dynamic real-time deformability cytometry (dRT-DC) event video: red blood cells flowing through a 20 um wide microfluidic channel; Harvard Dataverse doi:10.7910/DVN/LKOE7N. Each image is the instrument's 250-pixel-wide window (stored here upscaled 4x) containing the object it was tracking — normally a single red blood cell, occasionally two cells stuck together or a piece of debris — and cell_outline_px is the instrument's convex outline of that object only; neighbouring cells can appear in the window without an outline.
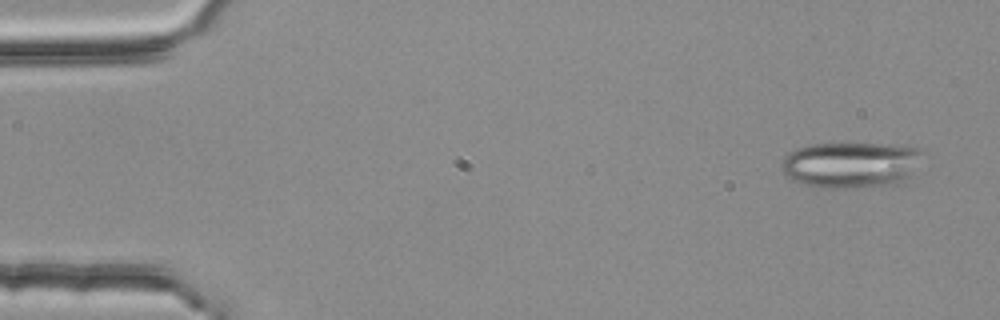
{"species": "common noctule bat (a hibernating species)", "species_latin": "Nyctalus noctula", "temperature_condition": "room temperature", "stored_images_in_passage": 54, "camera_frame_rate_fps": 3000, "um_per_image_px": 0.085, "animal": {"sex": "female", "body_mass_g": 25.1}, "frame": {"image": 1, "passage_image": 3, "time_ms": 0.667, "image_size_px": [1000, 320], "cell_outline_px": [[920, 152], [908, 176], [904, 180], [896, 184], [852, 188], [820, 188], [800, 184], [792, 180], [780, 168], [780, 164], [784, 156], [788, 152], [796, 148], [812, 144], [908, 144], [916, 148]], "centroid_in_image_um": [72.21, 14.01], "position_along_channel_um": 12.8, "area_um2": 37.69}}
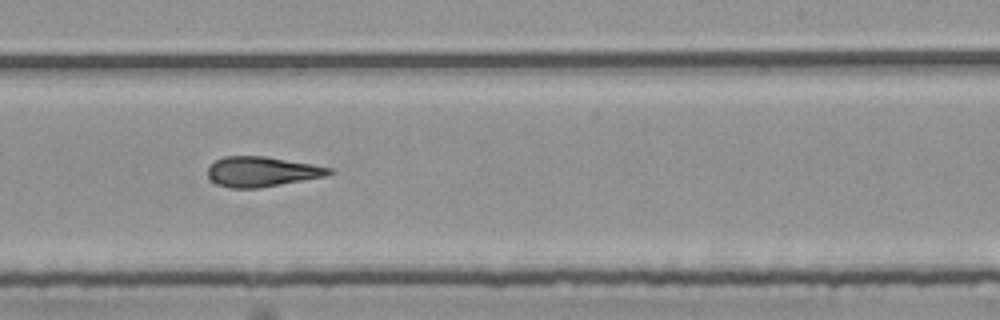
{"frame": {"image": 2, "passage_image": 33, "time_ms": 10.667, "image_size_px": [1000, 320], "cell_outline_px": [[332, 172], [324, 176], [280, 184], [256, 188], [232, 188], [216, 184], [208, 176], [208, 168], [216, 160], [224, 156], [264, 156], [312, 164], [332, 168]], "centroid_in_image_um": [22.22, 14.58], "position_along_channel_um": 266.8, "area_um2": 20.87}}
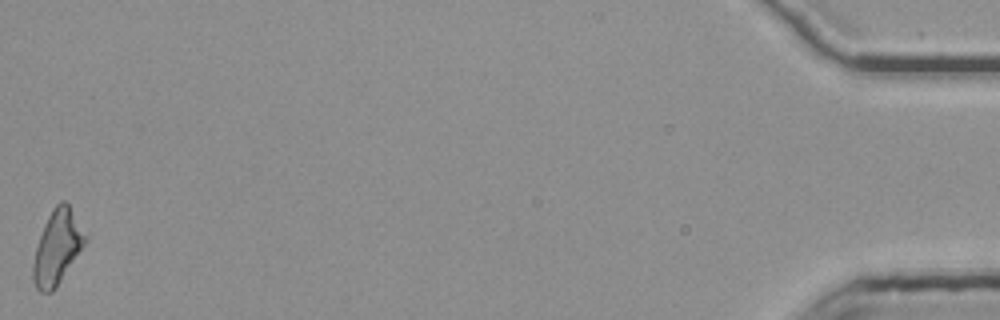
{"frame": {"image": 3, "passage_image": 54, "time_ms": 17.667, "image_size_px": [1000, 320], "cell_outline_px": [[88, 240], [56, 288], [52, 292], [40, 292], [36, 288], [32, 280], [32, 264], [36, 248], [44, 224], [48, 216], [56, 204], [60, 200], [64, 200], [68, 204], [88, 236]], "centroid_in_image_um": [4.87, 21.03], "position_along_channel_um": 430.3, "area_um2": 22.54}, "authors_computed_cell_mechanics": {"area_um2": 21.8484, "velocity_mm_per_s": 3.774, "shape_relaxation_time_tau1_ms": null, "shape_relaxation_time_tau2_ms": 6.0858, "deformation_change_tau1": null, "deformation_change_tau2": 0.1876}}